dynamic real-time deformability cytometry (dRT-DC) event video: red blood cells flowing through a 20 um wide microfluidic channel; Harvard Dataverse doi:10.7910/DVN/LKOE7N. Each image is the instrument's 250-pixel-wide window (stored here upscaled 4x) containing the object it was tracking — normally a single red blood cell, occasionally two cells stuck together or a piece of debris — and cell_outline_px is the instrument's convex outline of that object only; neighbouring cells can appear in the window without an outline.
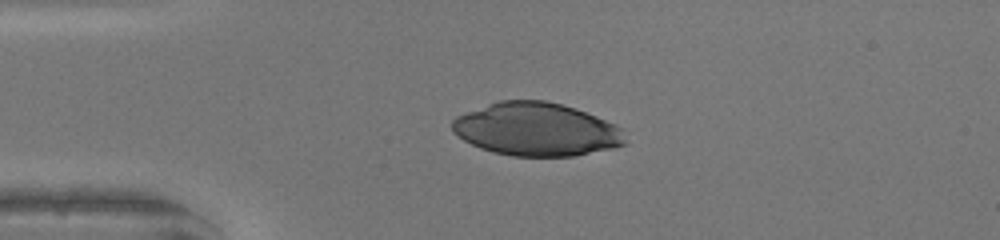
{"species": "human", "species_latin": "Homo sapiens", "temperature_condition": "warm", "stored_images_in_passage": 28, "camera_frame_rate_fps": 3000, "um_per_image_px": 0.085, "donor": {"sex": "female"}, "frame": {"image": 1, "passage_image": 1, "time_ms": 0.0, "image_size_px": [1000, 240], "cell_outline_px": [[628, 144], [612, 148], [576, 156], [512, 156], [492, 152], [480, 148], [464, 140], [452, 132], [452, 120], [456, 116], [488, 104], [500, 100], [544, 100], [576, 108], [616, 124], [624, 128], [628, 140]], "centroid_in_image_um": [45.65, 11.0], "position_along_channel_um": 39.4, "area_um2": 54.04}}